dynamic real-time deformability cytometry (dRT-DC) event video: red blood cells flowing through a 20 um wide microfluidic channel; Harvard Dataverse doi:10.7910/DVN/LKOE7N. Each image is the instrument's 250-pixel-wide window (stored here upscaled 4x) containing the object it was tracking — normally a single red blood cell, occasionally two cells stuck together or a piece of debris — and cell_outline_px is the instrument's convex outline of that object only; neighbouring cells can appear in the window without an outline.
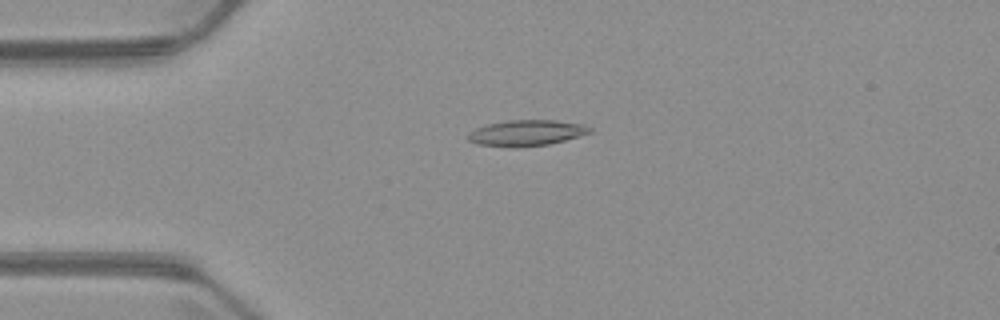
{"species": "common noctule bat (a hibernating species)", "species_latin": "Nyctalus noctula", "temperature_condition": "warm", "stored_images_in_passage": 4, "camera_frame_rate_fps": 3000, "um_per_image_px": 0.085, "animal": {"sex": "male", "body_mass_g": 23.1, "forearm_length_mm": 52.7}, "frame": {"image": 1, "passage_image": 3, "time_ms": 2.333, "image_size_px": [1000, 320], "cell_outline_px": [[592, 132], [564, 140], [548, 144], [476, 144], [468, 140], [468, 136], [476, 128], [488, 124], [508, 120], [556, 120], [584, 124], [592, 128]], "centroid_in_image_um": [44.84, 11.23], "position_along_channel_um": 40.2, "area_um2": 17.28}}